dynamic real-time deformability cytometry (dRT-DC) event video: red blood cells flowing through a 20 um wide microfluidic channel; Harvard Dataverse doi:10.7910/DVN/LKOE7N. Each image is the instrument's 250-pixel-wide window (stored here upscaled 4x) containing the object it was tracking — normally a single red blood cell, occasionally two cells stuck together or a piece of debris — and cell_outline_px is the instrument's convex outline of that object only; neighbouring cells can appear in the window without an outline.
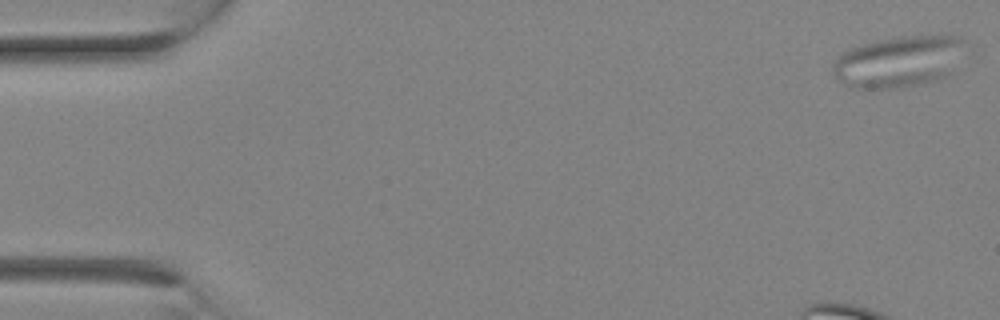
{"species": "Egyptian fruit bat (a non-hibernating species)", "species_latin": "Rousettus aegyptiacus", "temperature_condition": "room temperature", "stored_images_in_passage": 28, "segment_of_instrument_passage": [1, 2], "camera_frame_rate_fps": 3000, "um_per_image_px": 0.085, "animal": {"sex": "female"}, "frame": {"image": 1, "passage_image": 1, "time_ms": 0.0, "image_size_px": [1000, 320], "cell_outline_px": [[964, 40], [948, 76], [936, 80], [920, 84], [896, 88], [848, 88], [832, 72], [832, 64], [844, 52], [852, 48], [864, 44], [880, 40], [900, 36], [944, 32], [960, 36]], "centroid_in_image_um": [76.39, 5.2], "position_along_channel_um": 8.6, "area_um2": 39.54}}